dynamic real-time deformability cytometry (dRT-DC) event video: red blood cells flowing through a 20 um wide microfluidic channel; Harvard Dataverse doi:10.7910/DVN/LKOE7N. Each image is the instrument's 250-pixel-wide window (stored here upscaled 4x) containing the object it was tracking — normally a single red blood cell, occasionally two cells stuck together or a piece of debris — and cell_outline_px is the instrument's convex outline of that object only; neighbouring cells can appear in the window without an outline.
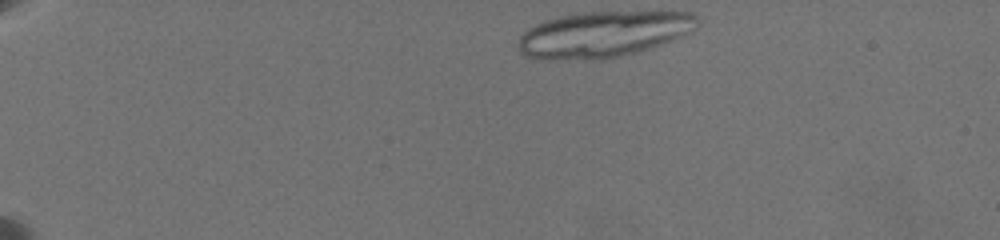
{"species": "common noctule bat (a hibernating species)", "species_latin": "Nyctalus noctula", "temperature_condition": "warm", "stored_images_in_passage": 14, "camera_frame_rate_fps": 3000, "um_per_image_px": 0.085, "animal": {"sex": "female", "body_mass_g": 19.5, "forearm_length_mm": 54.1}, "frame": {"image": 1, "passage_image": 1, "time_ms": 0.0, "image_size_px": [1000, 240], "cell_outline_px": [[696, 16], [684, 32], [668, 40], [636, 52], [616, 56], [528, 56], [520, 52], [520, 36], [528, 28], [536, 24], [560, 16], [584, 12], [692, 12]], "centroid_in_image_um": [51.22, 2.83], "position_along_channel_um": 33.8, "area_um2": 44.39}}